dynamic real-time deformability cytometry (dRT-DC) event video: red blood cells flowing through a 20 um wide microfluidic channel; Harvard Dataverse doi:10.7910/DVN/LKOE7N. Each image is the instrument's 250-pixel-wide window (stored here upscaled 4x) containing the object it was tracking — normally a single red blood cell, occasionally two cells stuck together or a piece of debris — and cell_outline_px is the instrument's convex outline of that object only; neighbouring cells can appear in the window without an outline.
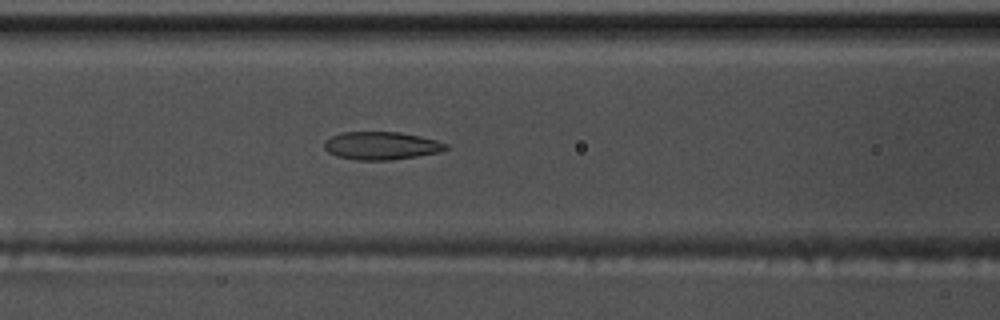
{"species": "common noctule bat (a hibernating species)", "species_latin": "Nyctalus noctula", "temperature_condition": "warm", "stored_images_in_passage": 54, "segment_of_instrument_passage": [1, 2], "camera_frame_rate_fps": 3000, "um_per_image_px": 0.085, "animal": {"sex": "male", "body_mass_g": 17.5, "forearm_length_mm": 52.3}, "frame": {"image": 1, "passage_image": 22, "time_ms": 7.0, "image_size_px": [1000, 320], "cell_outline_px": [[448, 148], [440, 152], [392, 160], [356, 160], [336, 156], [328, 152], [324, 148], [324, 140], [340, 132], [400, 132], [420, 136], [436, 140], [448, 144]], "centroid_in_image_um": [32.39, 12.38], "position_along_channel_um": 134.2, "area_um2": 19.88}}
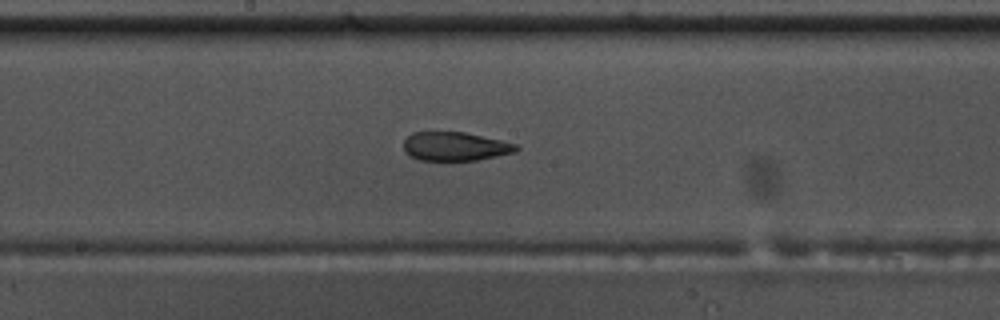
{"frame": {"image": 2, "passage_image": 28, "time_ms": 9.0, "image_size_px": [1000, 320], "cell_outline_px": [[520, 148], [516, 152], [476, 160], [420, 160], [404, 152], [404, 140], [412, 132], [464, 132], [500, 140], [516, 144]], "centroid_in_image_um": [38.68, 12.44], "position_along_channel_um": 209.5, "area_um2": 18.73}}
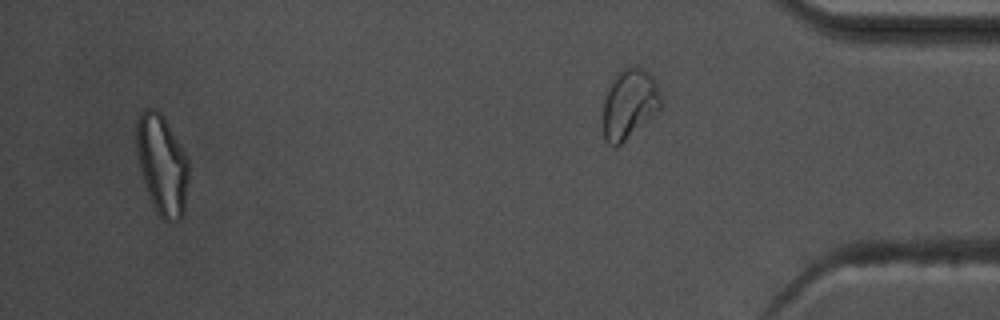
{"frame": {"image": 3, "passage_image": 51, "time_ms": 16.667, "image_size_px": [1000, 320], "cell_outline_px": [[188, 180], [184, 212], [180, 220], [164, 220], [156, 212], [152, 204], [140, 168], [136, 152], [136, 120], [140, 112], [144, 108], [156, 108], [160, 112], [168, 124], [188, 160]], "centroid_in_image_um": [13.75, 13.97], "position_along_channel_um": 421.4, "area_um2": 30.17}}